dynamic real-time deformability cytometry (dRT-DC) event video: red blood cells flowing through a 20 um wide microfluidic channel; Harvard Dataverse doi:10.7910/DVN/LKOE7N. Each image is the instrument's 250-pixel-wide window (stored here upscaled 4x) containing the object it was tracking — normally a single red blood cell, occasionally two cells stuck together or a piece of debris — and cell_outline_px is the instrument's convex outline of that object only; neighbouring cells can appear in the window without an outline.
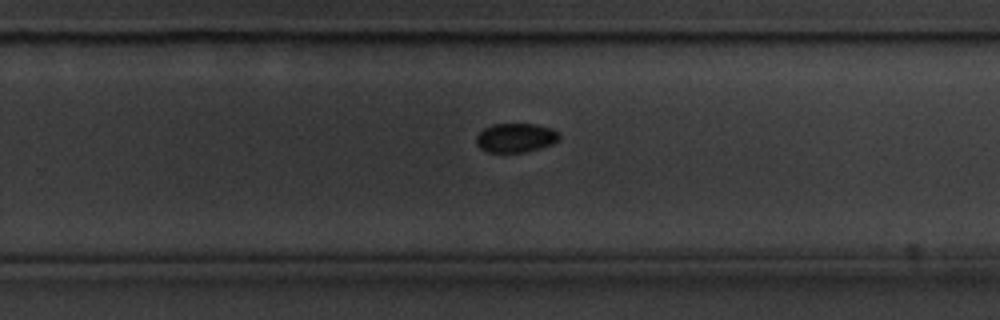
{"species": "common noctule bat (a hibernating species)", "species_latin": "Nyctalus noctula", "temperature_condition": "cold", "stored_images_in_passage": 41, "camera_frame_rate_fps": 3000, "um_per_image_px": 0.085, "animal": {"sex": "male", "body_mass_g": 20.1, "forearm_length_mm": 53.5}, "frame": {"image": 1, "passage_image": 28, "time_ms": 9.0, "image_size_px": [1000, 320], "cell_outline_px": [[560, 140], [552, 144], [540, 148], [524, 152], [488, 152], [480, 148], [476, 144], [476, 136], [484, 128], [492, 124], [536, 124], [552, 128], [560, 132]], "centroid_in_image_um": [43.86, 11.7], "position_along_channel_um": 285.9, "area_um2": 14.22}}
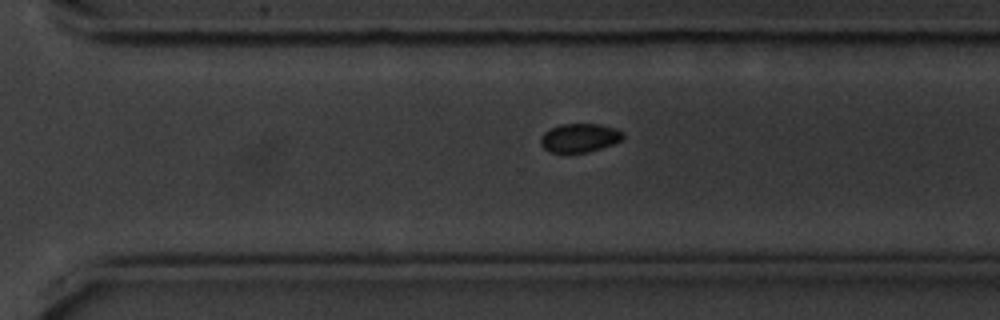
{"frame": {"image": 2, "passage_image": 31, "time_ms": 10.0, "image_size_px": [1000, 320], "cell_outline_px": [[624, 136], [620, 140], [612, 144], [588, 152], [548, 152], [540, 144], [540, 136], [544, 132], [560, 124], [600, 124], [616, 128], [624, 132]], "centroid_in_image_um": [49.25, 11.71], "position_along_channel_um": 321.3, "area_um2": 13.76}}
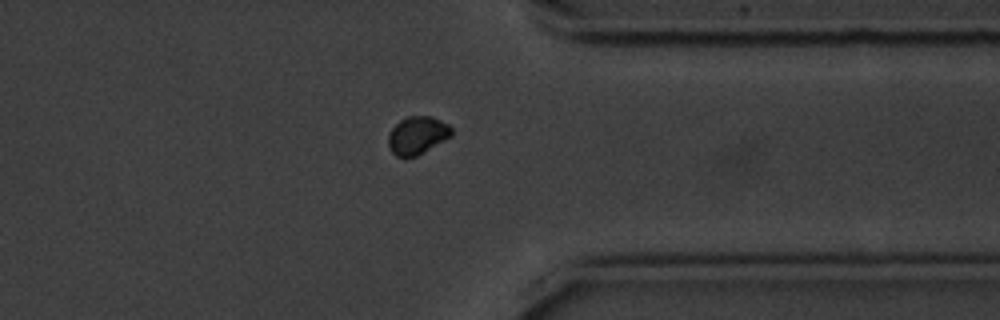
{"frame": {"image": 3, "passage_image": 36, "time_ms": 11.667, "image_size_px": [1000, 320], "cell_outline_px": [[452, 136], [416, 156], [396, 156], [392, 152], [388, 144], [388, 132], [400, 120], [408, 116], [432, 116], [448, 124], [452, 128]], "centroid_in_image_um": [35.47, 11.48], "position_along_channel_um": 375.9, "area_um2": 13.87}}